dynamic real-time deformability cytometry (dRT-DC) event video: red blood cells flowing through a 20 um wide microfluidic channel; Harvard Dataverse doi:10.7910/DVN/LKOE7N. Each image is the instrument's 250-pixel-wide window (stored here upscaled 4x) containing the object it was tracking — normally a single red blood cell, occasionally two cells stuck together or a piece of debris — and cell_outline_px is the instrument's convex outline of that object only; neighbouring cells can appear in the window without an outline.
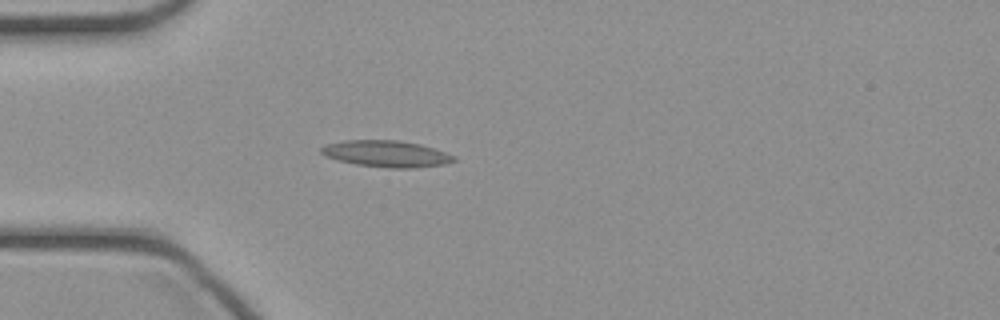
{"species": "common noctule bat (a hibernating species)", "species_latin": "Nyctalus noctula", "temperature_condition": "cold", "stored_images_in_passage": 34, "camera_frame_rate_fps": 3000, "um_per_image_px": 0.085, "animal": {"sex": "female", "body_mass_g": 21.9}, "frame": {"image": 1, "passage_image": 1, "time_ms": 0.0, "image_size_px": [1000, 320], "cell_outline_px": [[456, 160], [444, 164], [416, 168], [388, 168], [356, 164], [336, 160], [324, 156], [320, 152], [320, 148], [324, 144], [344, 140], [400, 140], [420, 144], [456, 156]], "centroid_in_image_um": [32.79, 13.07], "position_along_channel_um": 52.2, "area_um2": 20.63}}
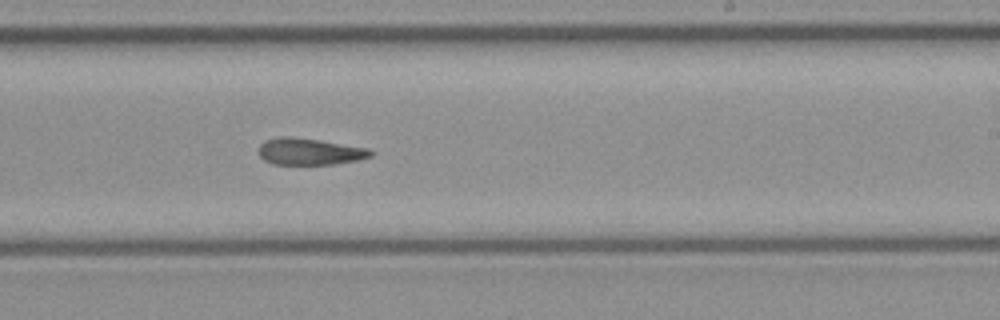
{"frame": {"image": 2, "passage_image": 16, "time_ms": 5.0, "image_size_px": [1000, 320], "cell_outline_px": [[376, 152], [372, 156], [360, 160], [332, 164], [272, 164], [264, 160], [260, 156], [260, 144], [264, 140], [280, 136], [292, 136], [320, 140], [368, 148]], "centroid_in_image_um": [26.34, 12.87], "position_along_channel_um": 262.7, "area_um2": 17.57}}
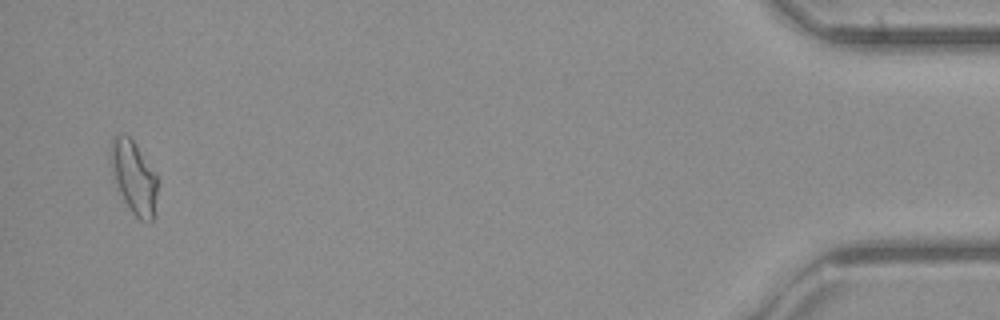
{"frame": {"image": 3, "passage_image": 33, "time_ms": 10.667, "image_size_px": [1000, 320], "cell_outline_px": [[156, 216], [152, 220], [140, 220], [132, 212], [124, 200], [112, 180], [108, 156], [108, 144], [112, 136], [120, 132], [128, 136], [136, 144], [156, 176]], "centroid_in_image_um": [11.29, 15.0], "position_along_channel_um": 423.9, "area_um2": 20.35}}